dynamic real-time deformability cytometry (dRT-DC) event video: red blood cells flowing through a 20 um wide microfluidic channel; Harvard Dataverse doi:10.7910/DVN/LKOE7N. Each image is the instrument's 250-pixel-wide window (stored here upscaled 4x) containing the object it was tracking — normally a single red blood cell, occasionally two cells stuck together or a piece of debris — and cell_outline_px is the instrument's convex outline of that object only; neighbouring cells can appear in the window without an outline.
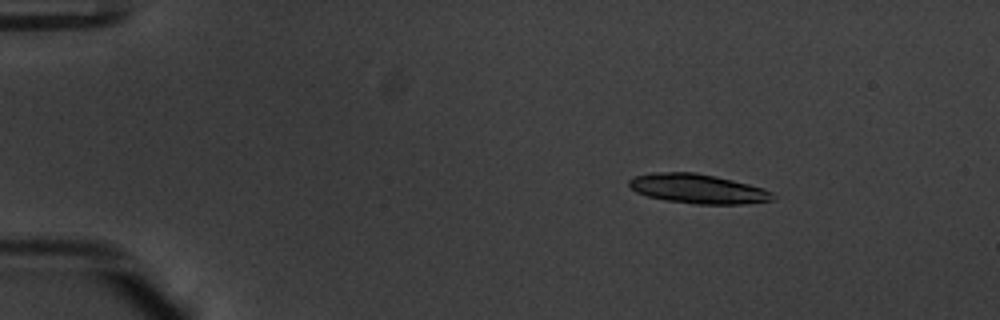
{"species": "common noctule bat (a hibernating species)", "species_latin": "Nyctalus noctula", "temperature_condition": "warm", "stored_images_in_passage": 46, "segment_of_instrument_passage": [1, 2], "camera_frame_rate_fps": 3000, "um_per_image_px": 0.085, "animal": {"sex": "male", "body_mass_g": 20.1, "forearm_length_mm": 53.5}, "frame": {"image": 1, "passage_image": 1, "time_ms": 0.0, "image_size_px": [1000, 320], "cell_outline_px": [[776, 196], [772, 200], [740, 204], [696, 204], [664, 200], [648, 196], [636, 192], [628, 184], [628, 180], [632, 176], [652, 172], [692, 172], [716, 176], [764, 188], [772, 192]], "centroid_in_image_um": [59.29, 16.04], "position_along_channel_um": 25.7, "area_um2": 24.68}}
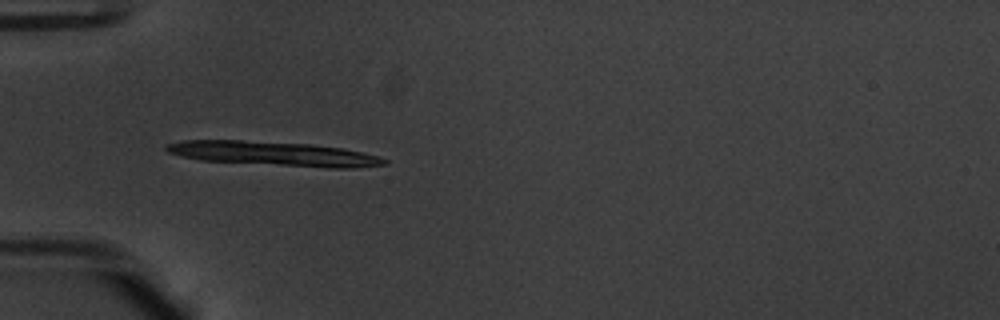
{"frame": {"image": 2, "passage_image": 10, "time_ms": 3.0, "image_size_px": [1000, 320], "cell_outline_px": [[388, 164], [352, 168], [328, 168], [200, 160], [168, 152], [164, 148], [164, 144], [184, 140], [240, 140], [308, 144], [344, 148], [376, 156], [388, 160]], "centroid_in_image_um": [23.25, 13.06], "position_along_channel_um": 61.7, "area_um2": 30.63}}